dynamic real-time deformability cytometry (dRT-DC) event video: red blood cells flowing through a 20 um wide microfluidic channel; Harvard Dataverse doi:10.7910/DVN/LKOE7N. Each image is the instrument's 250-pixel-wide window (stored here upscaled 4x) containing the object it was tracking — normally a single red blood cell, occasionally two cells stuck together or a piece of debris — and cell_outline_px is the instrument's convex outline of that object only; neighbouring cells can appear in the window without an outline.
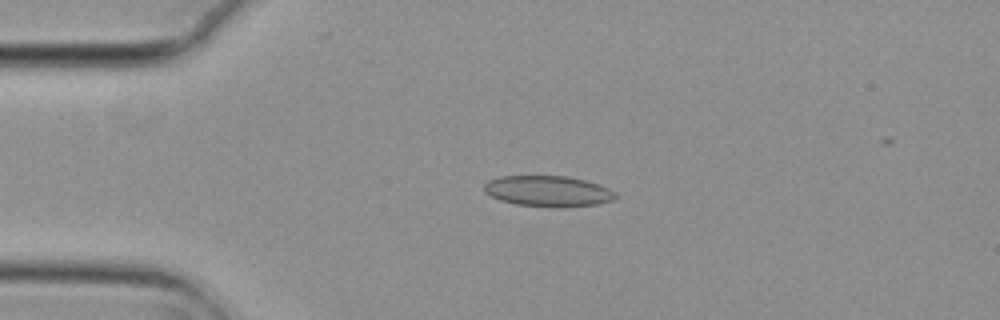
{"species": "common noctule bat (a hibernating species)", "species_latin": "Nyctalus noctula", "temperature_condition": "cold", "stored_images_in_passage": 6, "camera_frame_rate_fps": 3000, "um_per_image_px": 0.085, "animal": {"sex": "female", "body_mass_g": 29.2, "forearm_length_mm": 56.3}, "frame": {"image": 1, "passage_image": 4, "time_ms": 1.0, "image_size_px": [1000, 320], "cell_outline_px": [[620, 196], [612, 200], [596, 204], [560, 208], [516, 204], [500, 200], [484, 192], [484, 184], [488, 180], [500, 176], [564, 176], [584, 180], [600, 184], [616, 192]], "centroid_in_image_um": [46.6, 16.25], "position_along_channel_um": 38.4, "area_um2": 23.7}}
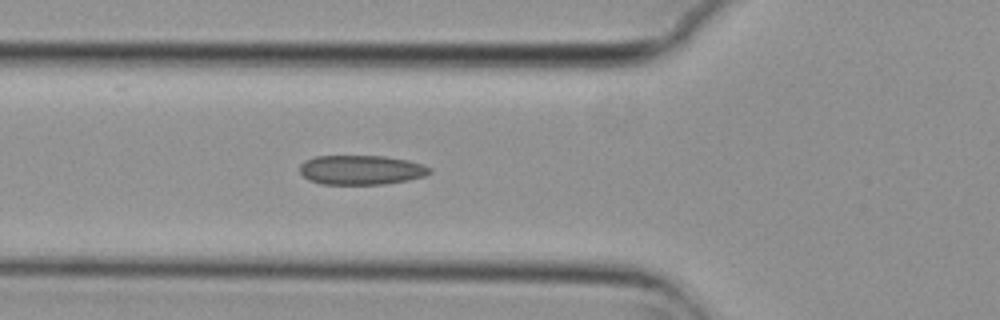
{"frame": {"image": 2, "passage_image": 6, "time_ms": 1.667, "image_size_px": [1000, 320], "cell_outline_px": [[432, 172], [424, 176], [408, 180], [384, 184], [320, 184], [308, 180], [300, 172], [300, 164], [304, 160], [316, 156], [384, 156], [408, 160], [424, 164], [432, 168]], "centroid_in_image_um": [30.71, 14.44], "position_along_channel_um": 95.1, "area_um2": 22.48}}